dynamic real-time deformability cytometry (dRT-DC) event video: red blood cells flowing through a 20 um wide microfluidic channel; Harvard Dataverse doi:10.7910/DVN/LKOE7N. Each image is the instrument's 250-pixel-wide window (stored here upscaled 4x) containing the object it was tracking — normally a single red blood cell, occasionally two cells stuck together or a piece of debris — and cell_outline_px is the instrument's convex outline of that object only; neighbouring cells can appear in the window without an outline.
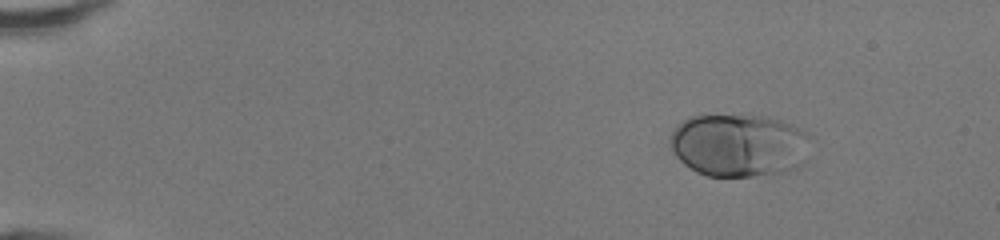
{"species": "human", "species_latin": "Homo sapiens", "temperature_condition": "room temperature", "stored_images_in_passage": 43, "camera_frame_rate_fps": 3000, "um_per_image_px": 0.085, "donor": {"sex": "female"}, "frame": {"image": 1, "passage_image": 1, "time_ms": 0.0, "image_size_px": [1000, 240], "cell_outline_px": [[808, 136], [772, 172], [752, 176], [708, 176], [696, 172], [684, 164], [676, 156], [668, 140], [672, 132], [688, 116], [704, 112], [768, 116], [788, 124], [804, 132]], "centroid_in_image_um": [62.38, 12.21], "position_along_channel_um": 22.6, "area_um2": 48.44}}
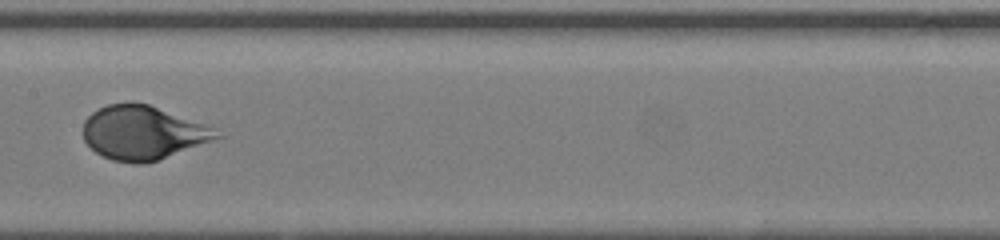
{"frame": {"image": 2, "passage_image": 21, "time_ms": 6.667, "image_size_px": [1000, 240], "cell_outline_px": [[224, 136], [160, 160], [144, 164], [132, 164], [112, 160], [96, 152], [84, 140], [84, 120], [92, 112], [108, 104], [132, 100], [148, 104], [204, 124], [212, 128]], "centroid_in_image_um": [12.13, 11.28], "position_along_channel_um": 195.3, "area_um2": 41.96}}
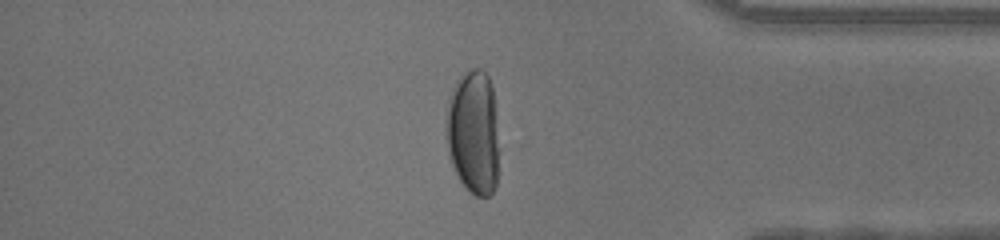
{"frame": {"image": 3, "passage_image": 36, "time_ms": 11.667, "image_size_px": [1000, 240], "cell_outline_px": [[496, 188], [488, 196], [476, 196], [468, 192], [460, 180], [452, 164], [448, 152], [448, 96], [452, 88], [460, 76], [472, 68], [480, 68], [488, 76], [492, 84], [496, 144]], "centroid_in_image_um": [40.21, 11.25], "position_along_channel_um": 395.0, "area_um2": 37.22}, "authors_computed_cell_mechanics": {"area_um2": 43.8124, "velocity_mm_per_s": 4.302, "shape_relaxation_time_tau1_ms": 2.3694, "shape_relaxation_time_tau2_ms": null, "deformation_change_tau1": 0.1828, "deformation_change_tau2": null}}